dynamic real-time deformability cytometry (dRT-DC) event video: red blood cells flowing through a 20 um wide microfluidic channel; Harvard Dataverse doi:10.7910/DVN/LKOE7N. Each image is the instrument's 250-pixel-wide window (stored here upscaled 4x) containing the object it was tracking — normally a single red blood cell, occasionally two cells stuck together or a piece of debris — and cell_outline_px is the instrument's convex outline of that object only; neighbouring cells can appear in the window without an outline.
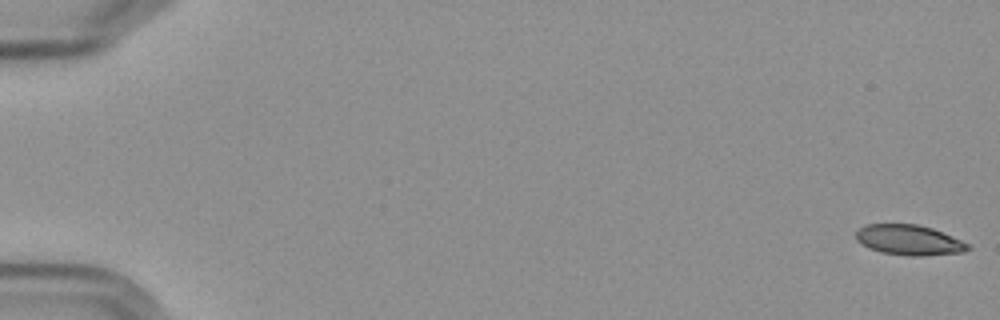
{"species": "Egyptian fruit bat (a non-hibernating species)", "species_latin": "Rousettus aegyptiacus", "temperature_condition": "cold", "stored_images_in_passage": 5, "camera_frame_rate_fps": 3000, "um_per_image_px": 0.085, "frame": {"image": 1, "passage_image": 1, "time_ms": 0.0, "image_size_px": [1000, 320], "cell_outline_px": [[972, 248], [964, 252], [924, 256], [908, 256], [880, 252], [868, 248], [860, 244], [856, 240], [856, 232], [860, 228], [868, 224], [916, 224], [932, 228], [960, 240], [968, 244]], "centroid_in_image_um": [77.25, 20.41], "position_along_channel_um": 7.8, "area_um2": 19.77}}
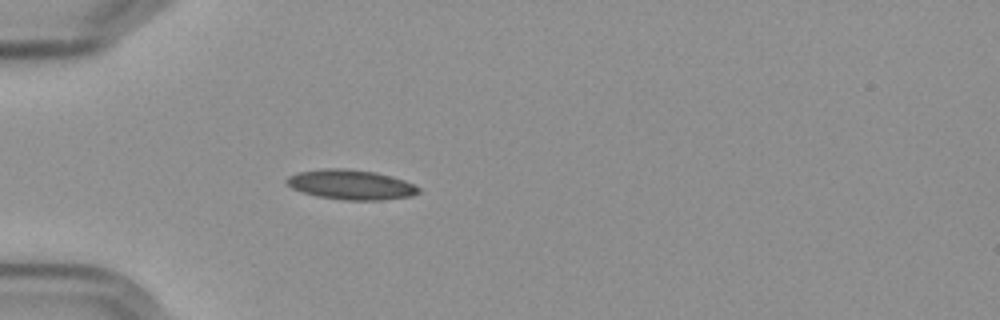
{"frame": {"image": 2, "passage_image": 5, "time_ms": 5.667, "image_size_px": [1000, 320], "cell_outline_px": [[420, 192], [412, 196], [380, 200], [344, 200], [320, 196], [304, 192], [292, 188], [284, 180], [288, 176], [300, 172], [328, 168], [344, 168], [376, 172], [392, 176], [404, 180], [420, 188]], "centroid_in_image_um": [29.86, 15.69], "position_along_channel_um": 55.1, "area_um2": 22.72}}